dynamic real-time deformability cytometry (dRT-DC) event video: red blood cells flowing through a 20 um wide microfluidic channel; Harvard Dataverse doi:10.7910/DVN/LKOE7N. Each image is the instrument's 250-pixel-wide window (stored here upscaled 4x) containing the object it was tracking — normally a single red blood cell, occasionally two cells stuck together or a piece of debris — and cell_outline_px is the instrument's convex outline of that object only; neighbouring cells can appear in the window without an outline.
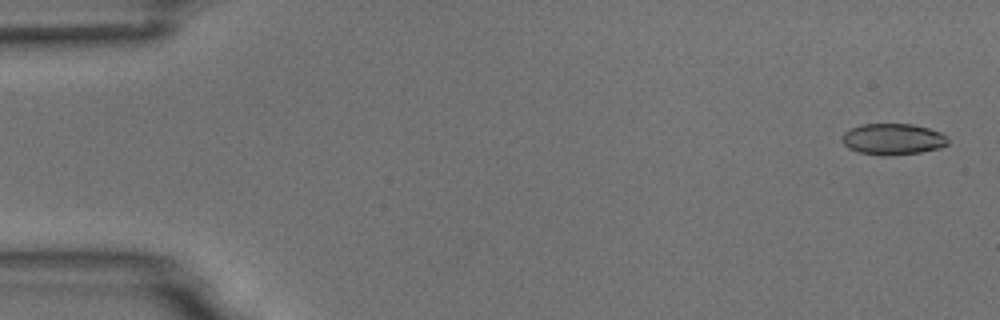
{"species": "common noctule bat (a hibernating species)", "species_latin": "Nyctalus noctula", "temperature_condition": "room temperature", "stored_images_in_passage": 6, "camera_frame_rate_fps": 3000, "um_per_image_px": 0.085, "animal": {"sex": "male", "body_mass_g": 18.8}, "frame": {"image": 1, "passage_image": 1, "time_ms": 0.0, "image_size_px": [1000, 320], "cell_outline_px": [[948, 144], [940, 148], [920, 152], [860, 152], [848, 148], [840, 140], [840, 136], [848, 128], [860, 124], [912, 124], [928, 128], [940, 132], [948, 136]], "centroid_in_image_um": [75.88, 11.76], "position_along_channel_um": 9.1, "area_um2": 18.61}}
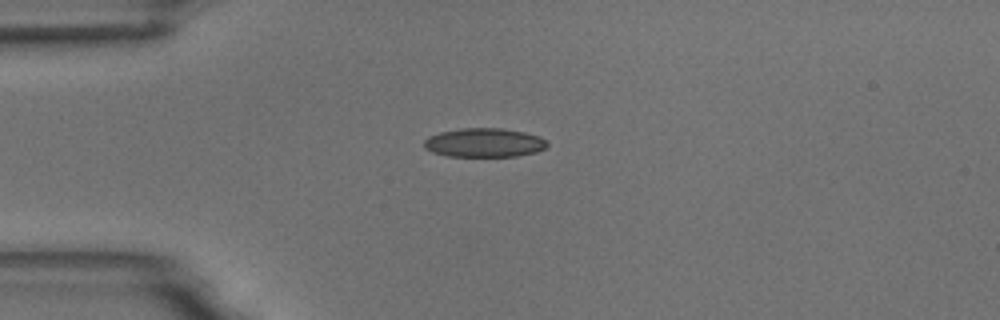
{"frame": {"image": 2, "passage_image": 4, "time_ms": 4.0, "image_size_px": [1000, 320], "cell_outline_px": [[548, 144], [544, 148], [536, 152], [516, 156], [448, 156], [432, 152], [424, 148], [424, 140], [428, 136], [440, 132], [460, 128], [504, 128], [524, 132], [540, 136], [548, 140]], "centroid_in_image_um": [41.16, 12.12], "position_along_channel_um": 43.8, "area_um2": 20.92}}